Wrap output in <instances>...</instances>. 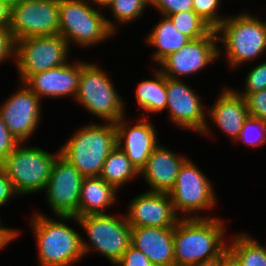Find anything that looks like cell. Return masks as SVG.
Segmentation results:
<instances>
[{
	"mask_svg": "<svg viewBox=\"0 0 266 266\" xmlns=\"http://www.w3.org/2000/svg\"><path fill=\"white\" fill-rule=\"evenodd\" d=\"M154 71V79H146L139 82L136 88V100L138 108L146 113H159L167 108L166 76L158 69Z\"/></svg>",
	"mask_w": 266,
	"mask_h": 266,
	"instance_id": "cb8c5ba5",
	"label": "cell"
},
{
	"mask_svg": "<svg viewBox=\"0 0 266 266\" xmlns=\"http://www.w3.org/2000/svg\"><path fill=\"white\" fill-rule=\"evenodd\" d=\"M3 222L1 221V217H0V234H16V238L20 237L19 235L22 233L20 230H16V229H10L8 227H3Z\"/></svg>",
	"mask_w": 266,
	"mask_h": 266,
	"instance_id": "b9f144b4",
	"label": "cell"
},
{
	"mask_svg": "<svg viewBox=\"0 0 266 266\" xmlns=\"http://www.w3.org/2000/svg\"><path fill=\"white\" fill-rule=\"evenodd\" d=\"M116 145L115 123H89L79 128L58 150L83 177H97Z\"/></svg>",
	"mask_w": 266,
	"mask_h": 266,
	"instance_id": "3957f363",
	"label": "cell"
},
{
	"mask_svg": "<svg viewBox=\"0 0 266 266\" xmlns=\"http://www.w3.org/2000/svg\"><path fill=\"white\" fill-rule=\"evenodd\" d=\"M78 217L89 214H105L115 204L119 192L100 176L84 177L81 184Z\"/></svg>",
	"mask_w": 266,
	"mask_h": 266,
	"instance_id": "7402d4cb",
	"label": "cell"
},
{
	"mask_svg": "<svg viewBox=\"0 0 266 266\" xmlns=\"http://www.w3.org/2000/svg\"><path fill=\"white\" fill-rule=\"evenodd\" d=\"M217 42L218 33L214 29L207 36L191 39L181 49L167 56L159 64V70L171 79L190 77L218 60L222 50H219Z\"/></svg>",
	"mask_w": 266,
	"mask_h": 266,
	"instance_id": "5bb4252c",
	"label": "cell"
},
{
	"mask_svg": "<svg viewBox=\"0 0 266 266\" xmlns=\"http://www.w3.org/2000/svg\"><path fill=\"white\" fill-rule=\"evenodd\" d=\"M122 214L120 216L111 213L89 214L76 217L75 222L83 229L90 242L88 243L82 236V248L85 256L94 249L113 265L120 260L131 245L132 229L126 215Z\"/></svg>",
	"mask_w": 266,
	"mask_h": 266,
	"instance_id": "52a82bcc",
	"label": "cell"
},
{
	"mask_svg": "<svg viewBox=\"0 0 266 266\" xmlns=\"http://www.w3.org/2000/svg\"><path fill=\"white\" fill-rule=\"evenodd\" d=\"M215 101L207 109L210 117L207 119H211V123H215L219 130L235 142L249 116L246 99L234 88L224 87Z\"/></svg>",
	"mask_w": 266,
	"mask_h": 266,
	"instance_id": "d6986e66",
	"label": "cell"
},
{
	"mask_svg": "<svg viewBox=\"0 0 266 266\" xmlns=\"http://www.w3.org/2000/svg\"><path fill=\"white\" fill-rule=\"evenodd\" d=\"M16 234H0V249H3L10 241L16 240Z\"/></svg>",
	"mask_w": 266,
	"mask_h": 266,
	"instance_id": "60d3db41",
	"label": "cell"
},
{
	"mask_svg": "<svg viewBox=\"0 0 266 266\" xmlns=\"http://www.w3.org/2000/svg\"><path fill=\"white\" fill-rule=\"evenodd\" d=\"M16 41L10 27H0V65L3 61L15 59Z\"/></svg>",
	"mask_w": 266,
	"mask_h": 266,
	"instance_id": "836d02e7",
	"label": "cell"
},
{
	"mask_svg": "<svg viewBox=\"0 0 266 266\" xmlns=\"http://www.w3.org/2000/svg\"><path fill=\"white\" fill-rule=\"evenodd\" d=\"M148 6L149 0H111L104 8H109L116 22L106 18L108 27L116 34L119 23L123 25L136 21Z\"/></svg>",
	"mask_w": 266,
	"mask_h": 266,
	"instance_id": "4316f807",
	"label": "cell"
},
{
	"mask_svg": "<svg viewBox=\"0 0 266 266\" xmlns=\"http://www.w3.org/2000/svg\"><path fill=\"white\" fill-rule=\"evenodd\" d=\"M234 235L231 244L228 242V249L236 256L241 266H266V246L247 233Z\"/></svg>",
	"mask_w": 266,
	"mask_h": 266,
	"instance_id": "484cf974",
	"label": "cell"
},
{
	"mask_svg": "<svg viewBox=\"0 0 266 266\" xmlns=\"http://www.w3.org/2000/svg\"><path fill=\"white\" fill-rule=\"evenodd\" d=\"M94 6L89 0H59V35L69 47L72 42L87 48L115 35L106 17Z\"/></svg>",
	"mask_w": 266,
	"mask_h": 266,
	"instance_id": "5b68a950",
	"label": "cell"
},
{
	"mask_svg": "<svg viewBox=\"0 0 266 266\" xmlns=\"http://www.w3.org/2000/svg\"><path fill=\"white\" fill-rule=\"evenodd\" d=\"M115 266H154L139 249L130 245Z\"/></svg>",
	"mask_w": 266,
	"mask_h": 266,
	"instance_id": "e575fe53",
	"label": "cell"
},
{
	"mask_svg": "<svg viewBox=\"0 0 266 266\" xmlns=\"http://www.w3.org/2000/svg\"><path fill=\"white\" fill-rule=\"evenodd\" d=\"M126 116L115 123L117 146L140 171L159 144L158 133L148 118L140 117L135 125H129Z\"/></svg>",
	"mask_w": 266,
	"mask_h": 266,
	"instance_id": "e0dca14e",
	"label": "cell"
},
{
	"mask_svg": "<svg viewBox=\"0 0 266 266\" xmlns=\"http://www.w3.org/2000/svg\"><path fill=\"white\" fill-rule=\"evenodd\" d=\"M167 17L173 22L176 29L190 40L207 36L213 30L194 10L170 14Z\"/></svg>",
	"mask_w": 266,
	"mask_h": 266,
	"instance_id": "83f0119b",
	"label": "cell"
},
{
	"mask_svg": "<svg viewBox=\"0 0 266 266\" xmlns=\"http://www.w3.org/2000/svg\"><path fill=\"white\" fill-rule=\"evenodd\" d=\"M149 6H153L162 16L194 10L193 0H149Z\"/></svg>",
	"mask_w": 266,
	"mask_h": 266,
	"instance_id": "1f68e13d",
	"label": "cell"
},
{
	"mask_svg": "<svg viewBox=\"0 0 266 266\" xmlns=\"http://www.w3.org/2000/svg\"><path fill=\"white\" fill-rule=\"evenodd\" d=\"M70 47L61 35L35 36L16 41V70L20 81L69 62Z\"/></svg>",
	"mask_w": 266,
	"mask_h": 266,
	"instance_id": "9c48e42d",
	"label": "cell"
},
{
	"mask_svg": "<svg viewBox=\"0 0 266 266\" xmlns=\"http://www.w3.org/2000/svg\"><path fill=\"white\" fill-rule=\"evenodd\" d=\"M166 90L171 123L206 136L212 134L201 97L184 80L166 77Z\"/></svg>",
	"mask_w": 266,
	"mask_h": 266,
	"instance_id": "7c38bea8",
	"label": "cell"
},
{
	"mask_svg": "<svg viewBox=\"0 0 266 266\" xmlns=\"http://www.w3.org/2000/svg\"><path fill=\"white\" fill-rule=\"evenodd\" d=\"M0 105V114L9 132L19 141L34 134L41 120V99L24 83Z\"/></svg>",
	"mask_w": 266,
	"mask_h": 266,
	"instance_id": "9a60e30c",
	"label": "cell"
},
{
	"mask_svg": "<svg viewBox=\"0 0 266 266\" xmlns=\"http://www.w3.org/2000/svg\"><path fill=\"white\" fill-rule=\"evenodd\" d=\"M10 6L22 2V0H5Z\"/></svg>",
	"mask_w": 266,
	"mask_h": 266,
	"instance_id": "ee69618b",
	"label": "cell"
},
{
	"mask_svg": "<svg viewBox=\"0 0 266 266\" xmlns=\"http://www.w3.org/2000/svg\"><path fill=\"white\" fill-rule=\"evenodd\" d=\"M148 33L145 40L148 45L156 48L153 58L158 63L157 65L190 40L185 34L178 31L166 16H162L161 20Z\"/></svg>",
	"mask_w": 266,
	"mask_h": 266,
	"instance_id": "603a6c76",
	"label": "cell"
},
{
	"mask_svg": "<svg viewBox=\"0 0 266 266\" xmlns=\"http://www.w3.org/2000/svg\"><path fill=\"white\" fill-rule=\"evenodd\" d=\"M10 30L15 41L59 35V0H29L12 5Z\"/></svg>",
	"mask_w": 266,
	"mask_h": 266,
	"instance_id": "8fae6325",
	"label": "cell"
},
{
	"mask_svg": "<svg viewBox=\"0 0 266 266\" xmlns=\"http://www.w3.org/2000/svg\"><path fill=\"white\" fill-rule=\"evenodd\" d=\"M139 171L131 163L126 154L116 145L103 163L100 177L117 190L123 185L139 177Z\"/></svg>",
	"mask_w": 266,
	"mask_h": 266,
	"instance_id": "d4e9b609",
	"label": "cell"
},
{
	"mask_svg": "<svg viewBox=\"0 0 266 266\" xmlns=\"http://www.w3.org/2000/svg\"><path fill=\"white\" fill-rule=\"evenodd\" d=\"M81 61L67 62L41 73L31 75L24 83L40 98H75L78 89Z\"/></svg>",
	"mask_w": 266,
	"mask_h": 266,
	"instance_id": "ac0fdd59",
	"label": "cell"
},
{
	"mask_svg": "<svg viewBox=\"0 0 266 266\" xmlns=\"http://www.w3.org/2000/svg\"><path fill=\"white\" fill-rule=\"evenodd\" d=\"M127 208L125 215L131 227L174 228L182 218L175 212L166 192L140 193L129 202Z\"/></svg>",
	"mask_w": 266,
	"mask_h": 266,
	"instance_id": "2e32d148",
	"label": "cell"
},
{
	"mask_svg": "<svg viewBox=\"0 0 266 266\" xmlns=\"http://www.w3.org/2000/svg\"><path fill=\"white\" fill-rule=\"evenodd\" d=\"M18 144L19 141L9 132L0 114V164Z\"/></svg>",
	"mask_w": 266,
	"mask_h": 266,
	"instance_id": "d590c367",
	"label": "cell"
},
{
	"mask_svg": "<svg viewBox=\"0 0 266 266\" xmlns=\"http://www.w3.org/2000/svg\"><path fill=\"white\" fill-rule=\"evenodd\" d=\"M108 73L94 63L81 61V72L74 101L102 121L116 123L126 116L125 103Z\"/></svg>",
	"mask_w": 266,
	"mask_h": 266,
	"instance_id": "8992f818",
	"label": "cell"
},
{
	"mask_svg": "<svg viewBox=\"0 0 266 266\" xmlns=\"http://www.w3.org/2000/svg\"><path fill=\"white\" fill-rule=\"evenodd\" d=\"M31 216L39 266H71L85 256L81 234L64 223L75 221V216H57L58 220H52L40 211Z\"/></svg>",
	"mask_w": 266,
	"mask_h": 266,
	"instance_id": "7a4b0ae2",
	"label": "cell"
},
{
	"mask_svg": "<svg viewBox=\"0 0 266 266\" xmlns=\"http://www.w3.org/2000/svg\"><path fill=\"white\" fill-rule=\"evenodd\" d=\"M221 266H241L236 256L227 248L221 254Z\"/></svg>",
	"mask_w": 266,
	"mask_h": 266,
	"instance_id": "f35d334b",
	"label": "cell"
},
{
	"mask_svg": "<svg viewBox=\"0 0 266 266\" xmlns=\"http://www.w3.org/2000/svg\"><path fill=\"white\" fill-rule=\"evenodd\" d=\"M173 228L175 266H191L221 255L228 248L224 220L187 218L183 214Z\"/></svg>",
	"mask_w": 266,
	"mask_h": 266,
	"instance_id": "6da1fadb",
	"label": "cell"
},
{
	"mask_svg": "<svg viewBox=\"0 0 266 266\" xmlns=\"http://www.w3.org/2000/svg\"><path fill=\"white\" fill-rule=\"evenodd\" d=\"M131 245L154 266H175L173 228L132 227Z\"/></svg>",
	"mask_w": 266,
	"mask_h": 266,
	"instance_id": "44dd1931",
	"label": "cell"
},
{
	"mask_svg": "<svg viewBox=\"0 0 266 266\" xmlns=\"http://www.w3.org/2000/svg\"><path fill=\"white\" fill-rule=\"evenodd\" d=\"M93 5L99 6L98 9L101 7H105L107 3H109L111 0H89Z\"/></svg>",
	"mask_w": 266,
	"mask_h": 266,
	"instance_id": "7bdbcfd3",
	"label": "cell"
},
{
	"mask_svg": "<svg viewBox=\"0 0 266 266\" xmlns=\"http://www.w3.org/2000/svg\"><path fill=\"white\" fill-rule=\"evenodd\" d=\"M221 0H193L194 11L216 30L227 16H219Z\"/></svg>",
	"mask_w": 266,
	"mask_h": 266,
	"instance_id": "f546056e",
	"label": "cell"
},
{
	"mask_svg": "<svg viewBox=\"0 0 266 266\" xmlns=\"http://www.w3.org/2000/svg\"><path fill=\"white\" fill-rule=\"evenodd\" d=\"M251 147H260L266 144V123L261 119L248 116L244 121L242 130L236 139Z\"/></svg>",
	"mask_w": 266,
	"mask_h": 266,
	"instance_id": "f1b7e54d",
	"label": "cell"
},
{
	"mask_svg": "<svg viewBox=\"0 0 266 266\" xmlns=\"http://www.w3.org/2000/svg\"><path fill=\"white\" fill-rule=\"evenodd\" d=\"M80 172L60 153L56 156L45 188L46 201L55 215L78 217L83 180Z\"/></svg>",
	"mask_w": 266,
	"mask_h": 266,
	"instance_id": "4fadbf2b",
	"label": "cell"
},
{
	"mask_svg": "<svg viewBox=\"0 0 266 266\" xmlns=\"http://www.w3.org/2000/svg\"><path fill=\"white\" fill-rule=\"evenodd\" d=\"M168 194L180 217L182 213H188L187 218H205L200 211H208L217 204L213 184L189 158L181 165L174 187Z\"/></svg>",
	"mask_w": 266,
	"mask_h": 266,
	"instance_id": "30bf717a",
	"label": "cell"
},
{
	"mask_svg": "<svg viewBox=\"0 0 266 266\" xmlns=\"http://www.w3.org/2000/svg\"><path fill=\"white\" fill-rule=\"evenodd\" d=\"M25 144L19 143L0 164L19 197L45 190L55 158L60 153L57 150L51 154L39 147H26Z\"/></svg>",
	"mask_w": 266,
	"mask_h": 266,
	"instance_id": "ba28073f",
	"label": "cell"
},
{
	"mask_svg": "<svg viewBox=\"0 0 266 266\" xmlns=\"http://www.w3.org/2000/svg\"><path fill=\"white\" fill-rule=\"evenodd\" d=\"M188 157L176 154L160 143L155 147L146 165L139 171L150 186L147 191L169 193L174 187L181 165Z\"/></svg>",
	"mask_w": 266,
	"mask_h": 266,
	"instance_id": "ffe728a7",
	"label": "cell"
},
{
	"mask_svg": "<svg viewBox=\"0 0 266 266\" xmlns=\"http://www.w3.org/2000/svg\"><path fill=\"white\" fill-rule=\"evenodd\" d=\"M11 6L5 1L0 0V27H10Z\"/></svg>",
	"mask_w": 266,
	"mask_h": 266,
	"instance_id": "74e56055",
	"label": "cell"
},
{
	"mask_svg": "<svg viewBox=\"0 0 266 266\" xmlns=\"http://www.w3.org/2000/svg\"><path fill=\"white\" fill-rule=\"evenodd\" d=\"M15 196H19L13 188L12 182L0 168V206H4ZM13 197V198H12Z\"/></svg>",
	"mask_w": 266,
	"mask_h": 266,
	"instance_id": "8d00e7d4",
	"label": "cell"
},
{
	"mask_svg": "<svg viewBox=\"0 0 266 266\" xmlns=\"http://www.w3.org/2000/svg\"><path fill=\"white\" fill-rule=\"evenodd\" d=\"M191 266H221V255L210 260L201 261Z\"/></svg>",
	"mask_w": 266,
	"mask_h": 266,
	"instance_id": "ab89813d",
	"label": "cell"
},
{
	"mask_svg": "<svg viewBox=\"0 0 266 266\" xmlns=\"http://www.w3.org/2000/svg\"><path fill=\"white\" fill-rule=\"evenodd\" d=\"M245 90L240 92L235 90L240 96L246 97L249 93H254L266 89V61L253 66L246 75L244 81Z\"/></svg>",
	"mask_w": 266,
	"mask_h": 266,
	"instance_id": "4dcf8cb0",
	"label": "cell"
},
{
	"mask_svg": "<svg viewBox=\"0 0 266 266\" xmlns=\"http://www.w3.org/2000/svg\"><path fill=\"white\" fill-rule=\"evenodd\" d=\"M216 31L231 69L257 60L266 51V20L258 19L250 12L228 15Z\"/></svg>",
	"mask_w": 266,
	"mask_h": 266,
	"instance_id": "277c9868",
	"label": "cell"
},
{
	"mask_svg": "<svg viewBox=\"0 0 266 266\" xmlns=\"http://www.w3.org/2000/svg\"><path fill=\"white\" fill-rule=\"evenodd\" d=\"M245 99L249 116L261 119L266 123V89L249 93Z\"/></svg>",
	"mask_w": 266,
	"mask_h": 266,
	"instance_id": "d6a6232c",
	"label": "cell"
}]
</instances>
